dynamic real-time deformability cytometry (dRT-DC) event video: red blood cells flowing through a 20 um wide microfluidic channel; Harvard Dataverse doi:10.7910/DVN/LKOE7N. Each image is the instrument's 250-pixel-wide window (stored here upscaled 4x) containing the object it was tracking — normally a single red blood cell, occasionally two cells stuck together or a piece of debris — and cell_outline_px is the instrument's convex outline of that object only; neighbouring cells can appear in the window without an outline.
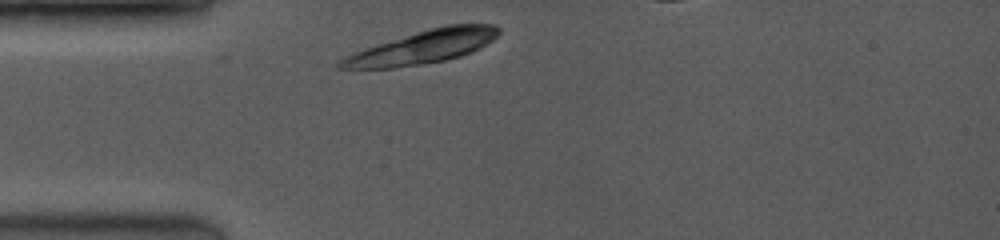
{"species": "common noctule bat (a hibernating species)", "species_latin": "Nyctalus noctula", "temperature_condition": "room temperature", "stored_images_in_passage": 2, "camera_frame_rate_fps": 3500, "um_per_image_px": 0.085, "animal": {"sex": "female", "body_mass_g": 19.0, "forearm_length_mm": 53.3}, "frame": {"image": 1, "passage_image": 2, "time_ms": 0.286, "image_size_px": [1000, 240], "cell_outline_px": [[500, 32], [492, 40], [460, 56], [444, 60], [420, 64], [392, 68], [336, 68], [336, 64], [344, 56], [376, 44], [416, 32], [448, 24], [496, 24], [500, 28]], "centroid_in_image_um": [35.9, 3.99], "position_along_channel_um": 49.1, "area_um2": 29.94}}